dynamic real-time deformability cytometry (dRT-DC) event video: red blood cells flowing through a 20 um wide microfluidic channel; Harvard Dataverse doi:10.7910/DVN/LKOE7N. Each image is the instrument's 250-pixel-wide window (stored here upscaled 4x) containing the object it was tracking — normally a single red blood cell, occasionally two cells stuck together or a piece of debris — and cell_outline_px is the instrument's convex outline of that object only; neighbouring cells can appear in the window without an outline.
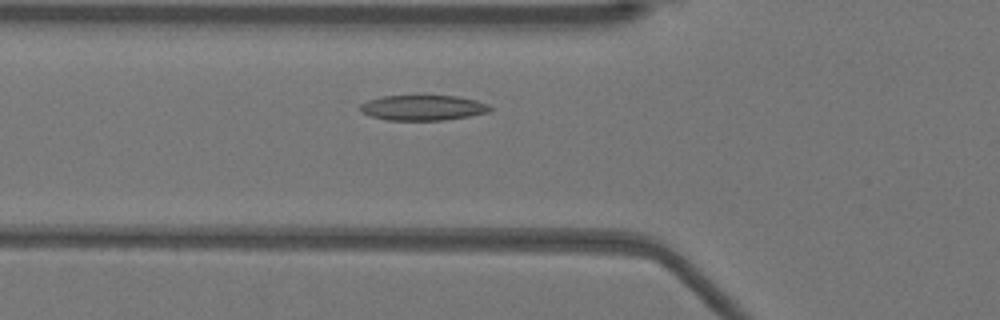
{"species": "Egyptian fruit bat (a non-hibernating species)", "species_latin": "Rousettus aegyptiacus", "temperature_condition": "warm", "stored_images_in_passage": 41, "camera_frame_rate_fps": 3000, "um_per_image_px": 0.085, "animal": {"sex": "female"}, "frame": {"image": 1, "passage_image": 7, "time_ms": 2.0, "image_size_px": [1000, 320], "cell_outline_px": [[492, 108], [488, 112], [468, 116], [444, 120], [388, 120], [372, 116], [360, 112], [360, 104], [368, 100], [384, 96], [456, 96], [476, 100], [488, 104]], "centroid_in_image_um": [35.94, 9.16], "position_along_channel_um": 89.9, "area_um2": 18.96}}
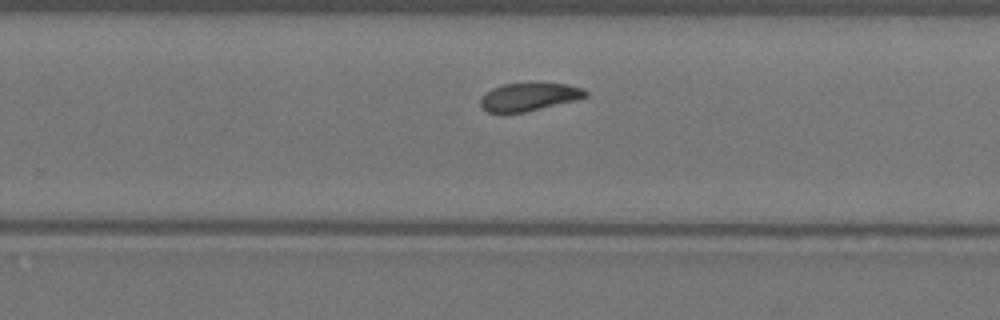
{"frame": {"image": 2, "passage_image": 22, "time_ms": 7.0, "image_size_px": [1000, 320], "cell_outline_px": [[588, 96], [576, 100], [524, 112], [504, 116], [488, 112], [480, 104], [480, 100], [492, 88], [504, 84], [568, 84], [584, 88], [588, 92]], "centroid_in_image_um": [44.96, 8.27], "position_along_channel_um": 284.8, "area_um2": 17.22}}
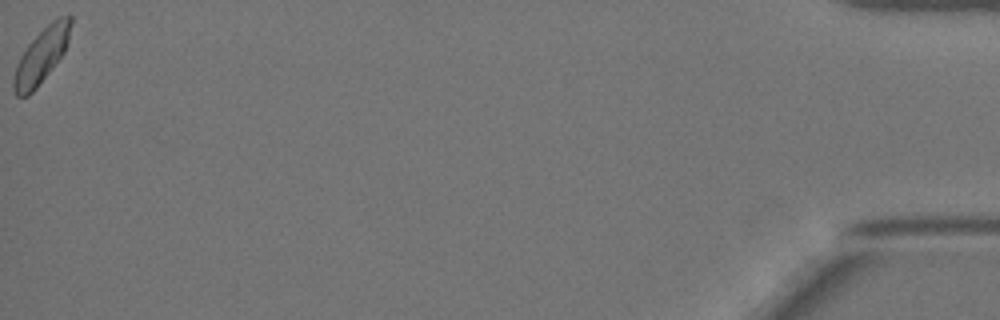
{"frame": {"image": 3, "passage_image": 41, "time_ms": 13.333, "image_size_px": [1000, 320], "cell_outline_px": [[72, 20], [68, 40], [64, 52], [52, 68], [36, 88], [28, 96], [16, 96], [12, 88], [12, 80], [16, 64], [20, 56], [28, 44], [52, 20], [68, 12], [72, 16]], "centroid_in_image_um": [3.51, 4.72], "position_along_channel_um": 431.7, "area_um2": 18.21}, "authors_computed_cell_mechanics": {"area_um2": 17.9758, "velocity_mm_per_s": 3.8972, "shape_relaxation_time_tau1_ms": 4.6852, "shape_relaxation_time_tau2_ms": 2.7589, "deformation_change_tau1": 0.1273, "deformation_change_tau2": 0.0704}}